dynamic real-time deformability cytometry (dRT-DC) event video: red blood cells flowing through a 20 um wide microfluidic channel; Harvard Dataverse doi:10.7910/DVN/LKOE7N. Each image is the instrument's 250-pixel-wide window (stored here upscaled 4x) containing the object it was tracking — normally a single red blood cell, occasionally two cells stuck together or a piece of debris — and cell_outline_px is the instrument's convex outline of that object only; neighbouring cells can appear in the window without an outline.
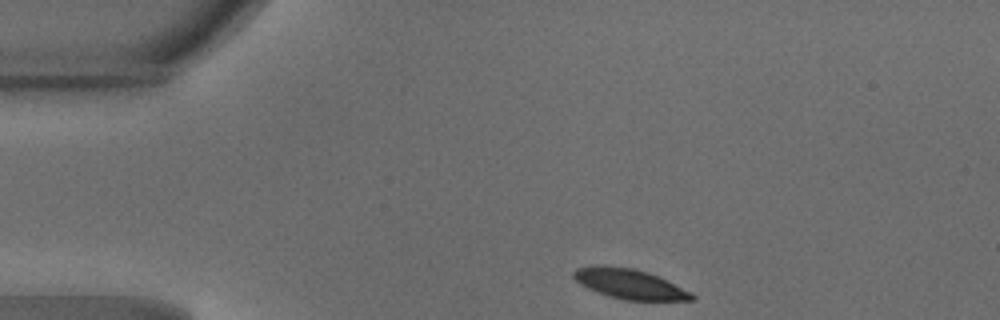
{"species": "common noctule bat (a hibernating species)", "species_latin": "Nyctalus noctula", "temperature_condition": "warm", "stored_images_in_passage": 40, "camera_frame_rate_fps": 3000, "um_per_image_px": 0.085, "animal": {"sex": "male", "body_mass_g": 18.8}, "frame": {"image": 1, "passage_image": 1, "time_ms": 0.0, "image_size_px": [1000, 320], "cell_outline_px": [[696, 300], [624, 300], [608, 296], [596, 292], [580, 284], [572, 276], [572, 272], [576, 268], [592, 264], [596, 264], [632, 268], [648, 272], [692, 292], [696, 296]], "centroid_in_image_um": [53.47, 24.12], "position_along_channel_um": 31.5, "area_um2": 20.75}}
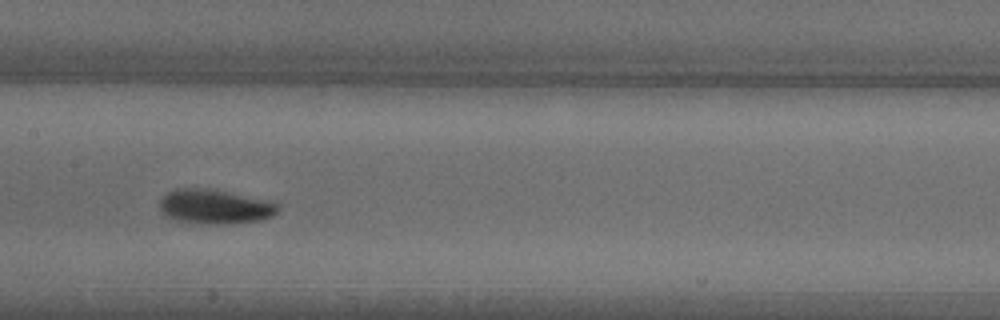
{"frame": {"image": 2, "passage_image": 16, "time_ms": 5.0, "image_size_px": [1000, 320], "cell_outline_px": [[280, 208], [272, 216], [260, 220], [224, 224], [216, 224], [176, 220], [168, 216], [160, 208], [160, 200], [168, 192], [176, 188], [208, 188], [272, 200], [280, 204]], "centroid_in_image_um": [18.33, 17.54], "position_along_channel_um": 189.1, "area_um2": 23.7}}
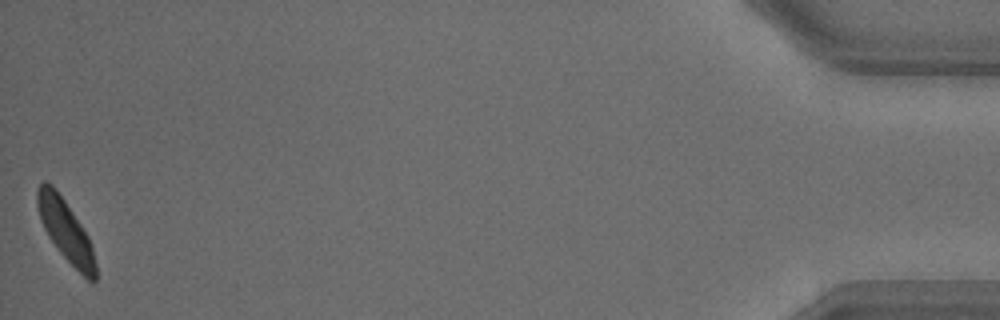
{"frame": {"image": 3, "passage_image": 40, "time_ms": 13.0, "image_size_px": [1000, 320], "cell_outline_px": [[96, 280], [92, 284], [60, 252], [48, 236], [40, 220], [36, 204], [36, 188], [44, 180], [52, 184], [56, 188], [88, 236], [92, 248], [96, 264]], "centroid_in_image_um": [5.55, 19.56], "position_along_channel_um": 429.6, "area_um2": 20.63}, "authors_computed_cell_mechanics": {"area_um2": 22.0218, "velocity_mm_per_s": 4.1697, "shape_relaxation_time_tau1_ms": 2.8631, "shape_relaxation_time_tau2_ms": null, "deformation_change_tau1": 0.1443, "deformation_change_tau2": null}}